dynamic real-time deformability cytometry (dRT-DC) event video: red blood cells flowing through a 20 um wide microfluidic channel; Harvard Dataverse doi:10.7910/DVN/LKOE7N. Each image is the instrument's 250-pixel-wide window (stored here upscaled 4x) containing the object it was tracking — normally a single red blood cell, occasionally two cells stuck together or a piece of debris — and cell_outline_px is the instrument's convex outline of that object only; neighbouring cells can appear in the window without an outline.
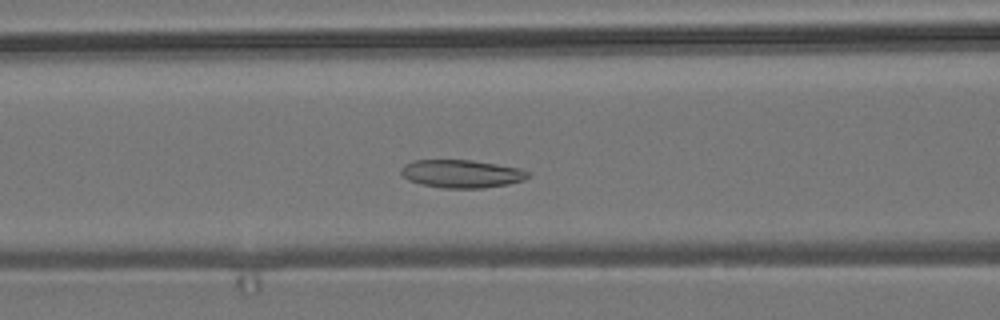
{"species": "common noctule bat (a hibernating species)", "species_latin": "Nyctalus noctula", "temperature_condition": "room temperature", "stored_images_in_passage": 53, "camera_frame_rate_fps": 3000, "um_per_image_px": 0.085, "animal": {"sex": "male", "body_mass_g": 19.2, "forearm_length_mm": 51.8}, "frame": {"image": 1, "passage_image": 20, "time_ms": 6.333, "image_size_px": [1000, 320], "cell_outline_px": [[532, 172], [524, 180], [508, 184], [484, 188], [444, 188], [420, 184], [408, 180], [400, 172], [400, 168], [404, 164], [412, 160], [472, 160], [520, 168]], "centroid_in_image_um": [39.23, 14.77], "position_along_channel_um": 127.4, "area_um2": 20.87}}
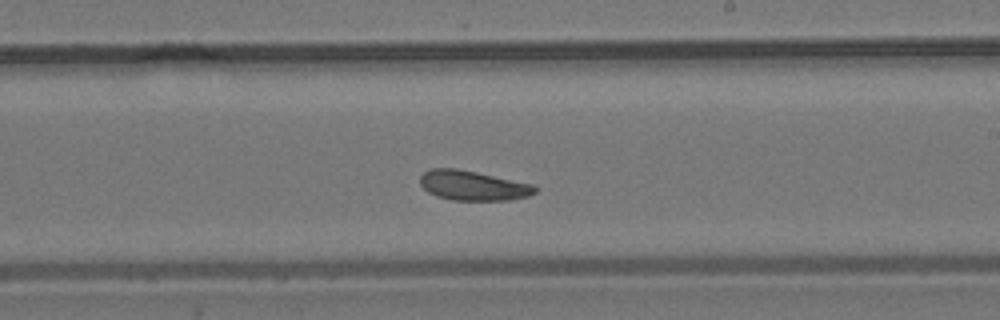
{"frame": {"image": 2, "passage_image": 30, "time_ms": 9.667, "image_size_px": [1000, 320], "cell_outline_px": [[540, 188], [536, 192], [528, 196], [508, 200], [452, 200], [436, 196], [428, 192], [420, 184], [420, 176], [424, 172], [432, 168], [456, 168], [476, 172], [532, 184]], "centroid_in_image_um": [40.2, 15.77], "position_along_channel_um": 248.8, "area_um2": 19.88}}
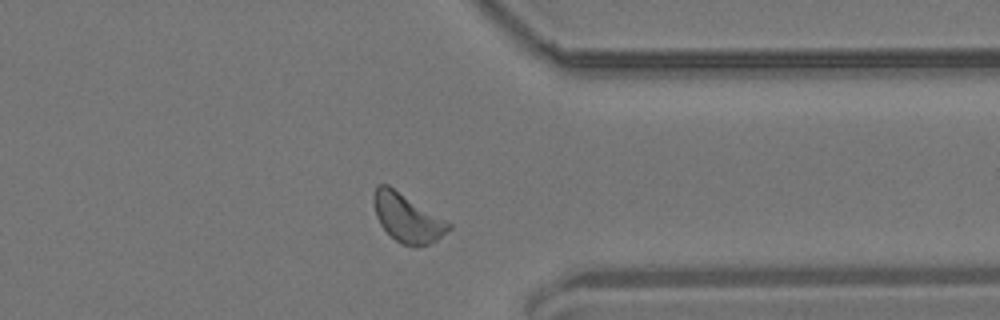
{"frame": {"image": 3, "passage_image": 41, "time_ms": 13.333, "image_size_px": [1000, 320], "cell_outline_px": [[452, 228], [436, 240], [428, 244], [400, 244], [380, 224], [376, 216], [372, 200], [372, 196], [376, 184], [388, 184], [452, 224]], "centroid_in_image_um": [34.58, 18.47], "position_along_channel_um": 376.8, "area_um2": 20.81}, "authors_computed_cell_mechanics": {"area_um2": 20.808, "velocity_mm_per_s": 3.6542, "shape_relaxation_time_tau1_ms": 6.5515, "shape_relaxation_time_tau2_ms": 4.6948, "deformation_change_tau1": 0.0767, "deformation_change_tau2": 0.1067}}